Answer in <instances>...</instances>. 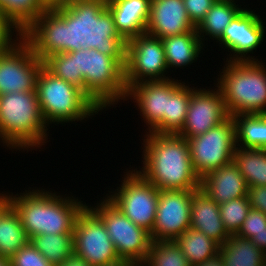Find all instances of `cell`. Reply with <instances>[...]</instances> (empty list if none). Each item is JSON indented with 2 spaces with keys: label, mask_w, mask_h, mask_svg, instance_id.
I'll list each match as a JSON object with an SVG mask.
<instances>
[{
  "label": "cell",
  "mask_w": 266,
  "mask_h": 266,
  "mask_svg": "<svg viewBox=\"0 0 266 266\" xmlns=\"http://www.w3.org/2000/svg\"><path fill=\"white\" fill-rule=\"evenodd\" d=\"M235 123L236 146L266 149V114H238Z\"/></svg>",
  "instance_id": "f1b7e54d"
},
{
  "label": "cell",
  "mask_w": 266,
  "mask_h": 266,
  "mask_svg": "<svg viewBox=\"0 0 266 266\" xmlns=\"http://www.w3.org/2000/svg\"><path fill=\"white\" fill-rule=\"evenodd\" d=\"M29 241L18 213L7 202L0 209V256L11 259Z\"/></svg>",
  "instance_id": "484cf974"
},
{
  "label": "cell",
  "mask_w": 266,
  "mask_h": 266,
  "mask_svg": "<svg viewBox=\"0 0 266 266\" xmlns=\"http://www.w3.org/2000/svg\"><path fill=\"white\" fill-rule=\"evenodd\" d=\"M191 190H159L152 241H174L190 228Z\"/></svg>",
  "instance_id": "9a60e30c"
},
{
  "label": "cell",
  "mask_w": 266,
  "mask_h": 266,
  "mask_svg": "<svg viewBox=\"0 0 266 266\" xmlns=\"http://www.w3.org/2000/svg\"><path fill=\"white\" fill-rule=\"evenodd\" d=\"M195 266H224V262L220 257V254H218Z\"/></svg>",
  "instance_id": "b9f144b4"
},
{
  "label": "cell",
  "mask_w": 266,
  "mask_h": 266,
  "mask_svg": "<svg viewBox=\"0 0 266 266\" xmlns=\"http://www.w3.org/2000/svg\"><path fill=\"white\" fill-rule=\"evenodd\" d=\"M237 2V0H216L205 17L196 26V31L203 44L206 38L205 36L217 40L222 35L227 25H229L234 17L244 8Z\"/></svg>",
  "instance_id": "4316f807"
},
{
  "label": "cell",
  "mask_w": 266,
  "mask_h": 266,
  "mask_svg": "<svg viewBox=\"0 0 266 266\" xmlns=\"http://www.w3.org/2000/svg\"><path fill=\"white\" fill-rule=\"evenodd\" d=\"M174 242L191 266L203 263L207 259L219 254V243L191 227L176 238Z\"/></svg>",
  "instance_id": "4dcf8cb0"
},
{
  "label": "cell",
  "mask_w": 266,
  "mask_h": 266,
  "mask_svg": "<svg viewBox=\"0 0 266 266\" xmlns=\"http://www.w3.org/2000/svg\"><path fill=\"white\" fill-rule=\"evenodd\" d=\"M57 23H90L97 0H40Z\"/></svg>",
  "instance_id": "83f0119b"
},
{
  "label": "cell",
  "mask_w": 266,
  "mask_h": 266,
  "mask_svg": "<svg viewBox=\"0 0 266 266\" xmlns=\"http://www.w3.org/2000/svg\"><path fill=\"white\" fill-rule=\"evenodd\" d=\"M145 133L143 167L137 171L159 190H198L201 179L194 171L187 139L178 134Z\"/></svg>",
  "instance_id": "7a4b0ae2"
},
{
  "label": "cell",
  "mask_w": 266,
  "mask_h": 266,
  "mask_svg": "<svg viewBox=\"0 0 266 266\" xmlns=\"http://www.w3.org/2000/svg\"><path fill=\"white\" fill-rule=\"evenodd\" d=\"M11 266H53L29 241L10 259Z\"/></svg>",
  "instance_id": "e575fe53"
},
{
  "label": "cell",
  "mask_w": 266,
  "mask_h": 266,
  "mask_svg": "<svg viewBox=\"0 0 266 266\" xmlns=\"http://www.w3.org/2000/svg\"><path fill=\"white\" fill-rule=\"evenodd\" d=\"M36 92L48 127L52 123L82 122L101 111L80 88L56 77L45 66L39 73Z\"/></svg>",
  "instance_id": "8992f818"
},
{
  "label": "cell",
  "mask_w": 266,
  "mask_h": 266,
  "mask_svg": "<svg viewBox=\"0 0 266 266\" xmlns=\"http://www.w3.org/2000/svg\"><path fill=\"white\" fill-rule=\"evenodd\" d=\"M219 254L224 266H266L265 252L248 238L230 235L220 245Z\"/></svg>",
  "instance_id": "d4e9b609"
},
{
  "label": "cell",
  "mask_w": 266,
  "mask_h": 266,
  "mask_svg": "<svg viewBox=\"0 0 266 266\" xmlns=\"http://www.w3.org/2000/svg\"><path fill=\"white\" fill-rule=\"evenodd\" d=\"M250 208L248 196L219 204L221 220L230 235H235L239 231Z\"/></svg>",
  "instance_id": "836d02e7"
},
{
  "label": "cell",
  "mask_w": 266,
  "mask_h": 266,
  "mask_svg": "<svg viewBox=\"0 0 266 266\" xmlns=\"http://www.w3.org/2000/svg\"><path fill=\"white\" fill-rule=\"evenodd\" d=\"M141 266H191L174 241H152Z\"/></svg>",
  "instance_id": "d6a6232c"
},
{
  "label": "cell",
  "mask_w": 266,
  "mask_h": 266,
  "mask_svg": "<svg viewBox=\"0 0 266 266\" xmlns=\"http://www.w3.org/2000/svg\"><path fill=\"white\" fill-rule=\"evenodd\" d=\"M106 197L134 224L149 233L154 227L159 189L138 171L128 170L119 187Z\"/></svg>",
  "instance_id": "30bf717a"
},
{
  "label": "cell",
  "mask_w": 266,
  "mask_h": 266,
  "mask_svg": "<svg viewBox=\"0 0 266 266\" xmlns=\"http://www.w3.org/2000/svg\"><path fill=\"white\" fill-rule=\"evenodd\" d=\"M36 91L0 95V141L10 150L36 148L48 140Z\"/></svg>",
  "instance_id": "277c9868"
},
{
  "label": "cell",
  "mask_w": 266,
  "mask_h": 266,
  "mask_svg": "<svg viewBox=\"0 0 266 266\" xmlns=\"http://www.w3.org/2000/svg\"><path fill=\"white\" fill-rule=\"evenodd\" d=\"M196 31L183 0H151L150 16L145 33L160 39Z\"/></svg>",
  "instance_id": "ac0fdd59"
},
{
  "label": "cell",
  "mask_w": 266,
  "mask_h": 266,
  "mask_svg": "<svg viewBox=\"0 0 266 266\" xmlns=\"http://www.w3.org/2000/svg\"><path fill=\"white\" fill-rule=\"evenodd\" d=\"M14 34H16V37L12 39L15 36ZM22 36L23 33L0 12V54L9 50Z\"/></svg>",
  "instance_id": "8d00e7d4"
},
{
  "label": "cell",
  "mask_w": 266,
  "mask_h": 266,
  "mask_svg": "<svg viewBox=\"0 0 266 266\" xmlns=\"http://www.w3.org/2000/svg\"><path fill=\"white\" fill-rule=\"evenodd\" d=\"M0 12L23 35L43 33L57 24L45 11L40 0H0Z\"/></svg>",
  "instance_id": "ffe728a7"
},
{
  "label": "cell",
  "mask_w": 266,
  "mask_h": 266,
  "mask_svg": "<svg viewBox=\"0 0 266 266\" xmlns=\"http://www.w3.org/2000/svg\"><path fill=\"white\" fill-rule=\"evenodd\" d=\"M151 0H97L91 24L105 37L123 44L145 33Z\"/></svg>",
  "instance_id": "52a82bcc"
},
{
  "label": "cell",
  "mask_w": 266,
  "mask_h": 266,
  "mask_svg": "<svg viewBox=\"0 0 266 266\" xmlns=\"http://www.w3.org/2000/svg\"><path fill=\"white\" fill-rule=\"evenodd\" d=\"M183 2L189 19L197 26L216 0H183Z\"/></svg>",
  "instance_id": "74e56055"
},
{
  "label": "cell",
  "mask_w": 266,
  "mask_h": 266,
  "mask_svg": "<svg viewBox=\"0 0 266 266\" xmlns=\"http://www.w3.org/2000/svg\"><path fill=\"white\" fill-rule=\"evenodd\" d=\"M31 189H25L26 193L4 194L18 213L28 238L42 234H73L77 215L87 204L73 196H57L55 191Z\"/></svg>",
  "instance_id": "3957f363"
},
{
  "label": "cell",
  "mask_w": 266,
  "mask_h": 266,
  "mask_svg": "<svg viewBox=\"0 0 266 266\" xmlns=\"http://www.w3.org/2000/svg\"><path fill=\"white\" fill-rule=\"evenodd\" d=\"M43 66L37 40L33 35H23L9 50L0 54V95L36 91Z\"/></svg>",
  "instance_id": "9c48e42d"
},
{
  "label": "cell",
  "mask_w": 266,
  "mask_h": 266,
  "mask_svg": "<svg viewBox=\"0 0 266 266\" xmlns=\"http://www.w3.org/2000/svg\"><path fill=\"white\" fill-rule=\"evenodd\" d=\"M30 242L53 266L62 264L74 253L73 234L35 235Z\"/></svg>",
  "instance_id": "1f68e13d"
},
{
  "label": "cell",
  "mask_w": 266,
  "mask_h": 266,
  "mask_svg": "<svg viewBox=\"0 0 266 266\" xmlns=\"http://www.w3.org/2000/svg\"><path fill=\"white\" fill-rule=\"evenodd\" d=\"M0 266H11L10 259L0 256Z\"/></svg>",
  "instance_id": "7bdbcfd3"
},
{
  "label": "cell",
  "mask_w": 266,
  "mask_h": 266,
  "mask_svg": "<svg viewBox=\"0 0 266 266\" xmlns=\"http://www.w3.org/2000/svg\"><path fill=\"white\" fill-rule=\"evenodd\" d=\"M232 162L239 169L248 187L266 186V149L236 146Z\"/></svg>",
  "instance_id": "f546056e"
},
{
  "label": "cell",
  "mask_w": 266,
  "mask_h": 266,
  "mask_svg": "<svg viewBox=\"0 0 266 266\" xmlns=\"http://www.w3.org/2000/svg\"><path fill=\"white\" fill-rule=\"evenodd\" d=\"M178 79L145 81L132 85L125 101L133 99L149 132L167 113L168 94L180 83ZM135 100V101H134Z\"/></svg>",
  "instance_id": "e0dca14e"
},
{
  "label": "cell",
  "mask_w": 266,
  "mask_h": 266,
  "mask_svg": "<svg viewBox=\"0 0 266 266\" xmlns=\"http://www.w3.org/2000/svg\"><path fill=\"white\" fill-rule=\"evenodd\" d=\"M50 31L75 55L84 93L101 111L125 101L122 42L103 36L91 23H57Z\"/></svg>",
  "instance_id": "6da1fadb"
},
{
  "label": "cell",
  "mask_w": 266,
  "mask_h": 266,
  "mask_svg": "<svg viewBox=\"0 0 266 266\" xmlns=\"http://www.w3.org/2000/svg\"><path fill=\"white\" fill-rule=\"evenodd\" d=\"M33 36L37 40L44 66L56 77L84 92V79L76 75L75 55L50 30Z\"/></svg>",
  "instance_id": "d6986e66"
},
{
  "label": "cell",
  "mask_w": 266,
  "mask_h": 266,
  "mask_svg": "<svg viewBox=\"0 0 266 266\" xmlns=\"http://www.w3.org/2000/svg\"><path fill=\"white\" fill-rule=\"evenodd\" d=\"M253 11L254 9L244 7L216 40L230 54L233 52L226 61H258V58L254 59L255 56L252 57L249 53L253 55L254 50L262 44L266 27L263 18Z\"/></svg>",
  "instance_id": "5bb4252c"
},
{
  "label": "cell",
  "mask_w": 266,
  "mask_h": 266,
  "mask_svg": "<svg viewBox=\"0 0 266 266\" xmlns=\"http://www.w3.org/2000/svg\"><path fill=\"white\" fill-rule=\"evenodd\" d=\"M251 241L262 251L266 253V226L259 233L255 234Z\"/></svg>",
  "instance_id": "60d3db41"
},
{
  "label": "cell",
  "mask_w": 266,
  "mask_h": 266,
  "mask_svg": "<svg viewBox=\"0 0 266 266\" xmlns=\"http://www.w3.org/2000/svg\"><path fill=\"white\" fill-rule=\"evenodd\" d=\"M217 78L230 116L266 114V65L258 61H225Z\"/></svg>",
  "instance_id": "5b68a950"
},
{
  "label": "cell",
  "mask_w": 266,
  "mask_h": 266,
  "mask_svg": "<svg viewBox=\"0 0 266 266\" xmlns=\"http://www.w3.org/2000/svg\"><path fill=\"white\" fill-rule=\"evenodd\" d=\"M103 266H131V265H129V264L126 263V262H119V263H116V264L103 265Z\"/></svg>",
  "instance_id": "f6af8a7d"
},
{
  "label": "cell",
  "mask_w": 266,
  "mask_h": 266,
  "mask_svg": "<svg viewBox=\"0 0 266 266\" xmlns=\"http://www.w3.org/2000/svg\"><path fill=\"white\" fill-rule=\"evenodd\" d=\"M57 266H90V265L86 260L73 253L62 264Z\"/></svg>",
  "instance_id": "ab89813d"
},
{
  "label": "cell",
  "mask_w": 266,
  "mask_h": 266,
  "mask_svg": "<svg viewBox=\"0 0 266 266\" xmlns=\"http://www.w3.org/2000/svg\"><path fill=\"white\" fill-rule=\"evenodd\" d=\"M194 171L199 178L232 162L236 148L235 123L229 116L202 135L187 139Z\"/></svg>",
  "instance_id": "7c38bea8"
},
{
  "label": "cell",
  "mask_w": 266,
  "mask_h": 266,
  "mask_svg": "<svg viewBox=\"0 0 266 266\" xmlns=\"http://www.w3.org/2000/svg\"><path fill=\"white\" fill-rule=\"evenodd\" d=\"M265 226L266 214L257 209L250 208L244 222L235 235L251 239L255 234L263 230Z\"/></svg>",
  "instance_id": "d590c367"
},
{
  "label": "cell",
  "mask_w": 266,
  "mask_h": 266,
  "mask_svg": "<svg viewBox=\"0 0 266 266\" xmlns=\"http://www.w3.org/2000/svg\"><path fill=\"white\" fill-rule=\"evenodd\" d=\"M164 47L166 64L169 71L171 68H183L192 65L198 60L204 44L200 40L197 31L168 36L161 39Z\"/></svg>",
  "instance_id": "603a6c76"
},
{
  "label": "cell",
  "mask_w": 266,
  "mask_h": 266,
  "mask_svg": "<svg viewBox=\"0 0 266 266\" xmlns=\"http://www.w3.org/2000/svg\"><path fill=\"white\" fill-rule=\"evenodd\" d=\"M124 63L127 90L140 82L171 79L165 76L169 69L161 39L147 33L124 43Z\"/></svg>",
  "instance_id": "8fae6325"
},
{
  "label": "cell",
  "mask_w": 266,
  "mask_h": 266,
  "mask_svg": "<svg viewBox=\"0 0 266 266\" xmlns=\"http://www.w3.org/2000/svg\"><path fill=\"white\" fill-rule=\"evenodd\" d=\"M247 196L251 208L266 214V186L248 187Z\"/></svg>",
  "instance_id": "f35d334b"
},
{
  "label": "cell",
  "mask_w": 266,
  "mask_h": 266,
  "mask_svg": "<svg viewBox=\"0 0 266 266\" xmlns=\"http://www.w3.org/2000/svg\"><path fill=\"white\" fill-rule=\"evenodd\" d=\"M7 203L4 193H0V209Z\"/></svg>",
  "instance_id": "ee69618b"
},
{
  "label": "cell",
  "mask_w": 266,
  "mask_h": 266,
  "mask_svg": "<svg viewBox=\"0 0 266 266\" xmlns=\"http://www.w3.org/2000/svg\"><path fill=\"white\" fill-rule=\"evenodd\" d=\"M229 116L222 92L218 87L214 90L192 87L187 116L178 135L186 139L202 135Z\"/></svg>",
  "instance_id": "2e32d148"
},
{
  "label": "cell",
  "mask_w": 266,
  "mask_h": 266,
  "mask_svg": "<svg viewBox=\"0 0 266 266\" xmlns=\"http://www.w3.org/2000/svg\"><path fill=\"white\" fill-rule=\"evenodd\" d=\"M181 82L168 94L167 113L149 131L160 134H178L183 128L190 98L192 96V86Z\"/></svg>",
  "instance_id": "cb8c5ba5"
},
{
  "label": "cell",
  "mask_w": 266,
  "mask_h": 266,
  "mask_svg": "<svg viewBox=\"0 0 266 266\" xmlns=\"http://www.w3.org/2000/svg\"><path fill=\"white\" fill-rule=\"evenodd\" d=\"M73 246L74 254L86 260L90 266L123 262L116 253L103 221L87 205L77 215Z\"/></svg>",
  "instance_id": "4fadbf2b"
},
{
  "label": "cell",
  "mask_w": 266,
  "mask_h": 266,
  "mask_svg": "<svg viewBox=\"0 0 266 266\" xmlns=\"http://www.w3.org/2000/svg\"><path fill=\"white\" fill-rule=\"evenodd\" d=\"M87 206L103 221L120 260L141 266L152 242L150 233L134 224L106 196L95 207Z\"/></svg>",
  "instance_id": "ba28073f"
},
{
  "label": "cell",
  "mask_w": 266,
  "mask_h": 266,
  "mask_svg": "<svg viewBox=\"0 0 266 266\" xmlns=\"http://www.w3.org/2000/svg\"><path fill=\"white\" fill-rule=\"evenodd\" d=\"M190 223L191 228L201 231L220 245L230 236L221 220L219 204L201 188L191 190Z\"/></svg>",
  "instance_id": "44dd1931"
},
{
  "label": "cell",
  "mask_w": 266,
  "mask_h": 266,
  "mask_svg": "<svg viewBox=\"0 0 266 266\" xmlns=\"http://www.w3.org/2000/svg\"><path fill=\"white\" fill-rule=\"evenodd\" d=\"M200 188L218 204L247 197L248 193L246 180L233 162L207 173Z\"/></svg>",
  "instance_id": "7402d4cb"
}]
</instances>
